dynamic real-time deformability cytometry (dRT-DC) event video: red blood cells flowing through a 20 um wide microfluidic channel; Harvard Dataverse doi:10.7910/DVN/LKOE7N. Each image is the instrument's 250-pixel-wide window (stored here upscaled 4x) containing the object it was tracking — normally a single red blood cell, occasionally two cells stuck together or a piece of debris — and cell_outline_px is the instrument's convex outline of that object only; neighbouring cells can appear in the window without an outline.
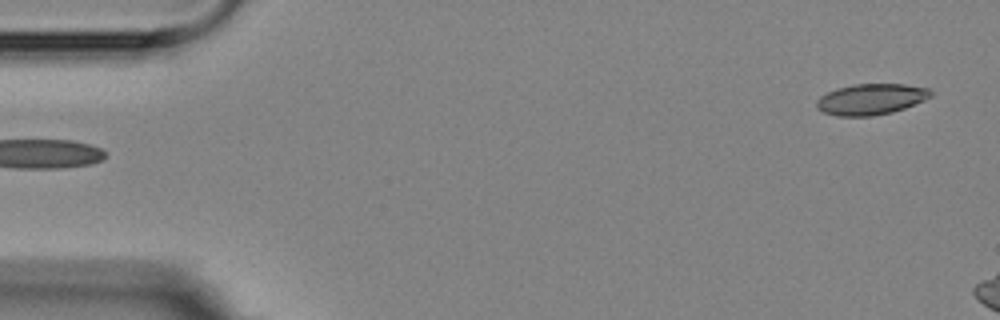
{"species": "Egyptian fruit bat (a non-hibernating species)", "species_latin": "Rousettus aegyptiacus", "temperature_condition": "room temperature", "stored_images_in_passage": 3, "camera_frame_rate_fps": 3000, "um_per_image_px": 0.085, "animal": {"sex": "female"}, "frame": {"image": 1, "passage_image": 3, "time_ms": 3.333, "image_size_px": [1000, 320], "cell_outline_px": [[932, 96], [924, 100], [904, 108], [892, 112], [872, 116], [836, 116], [824, 112], [816, 108], [816, 100], [820, 96], [836, 88], [852, 84], [904, 84], [928, 88], [932, 92]], "centroid_in_image_um": [74.01, 8.43], "position_along_channel_um": 11.0, "area_um2": 20.63}}